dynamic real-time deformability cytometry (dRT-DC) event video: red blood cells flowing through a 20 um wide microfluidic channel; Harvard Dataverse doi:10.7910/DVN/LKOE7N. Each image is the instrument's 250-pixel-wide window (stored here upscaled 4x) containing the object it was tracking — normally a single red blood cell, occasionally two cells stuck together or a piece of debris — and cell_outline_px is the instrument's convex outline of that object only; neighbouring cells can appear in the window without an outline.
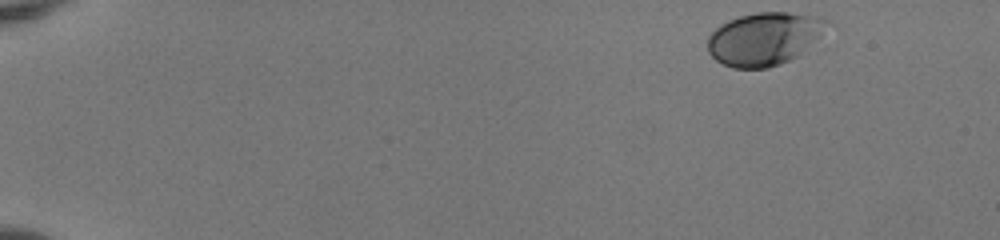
{"species": "human", "species_latin": "Homo sapiens", "temperature_condition": "room temperature", "stored_images_in_passage": 48, "camera_frame_rate_fps": 3000, "um_per_image_px": 0.085, "donor": {"sex": "female"}, "frame": {"image": 1, "passage_image": 1, "time_ms": 0.0, "image_size_px": [1000, 240], "cell_outline_px": [[828, 20], [820, 36], [800, 56], [780, 64], [768, 68], [732, 68], [716, 60], [708, 52], [708, 36], [720, 24], [728, 20], [740, 16], [756, 12], [788, 12], [816, 16]], "centroid_in_image_um": [64.94, 3.3], "position_along_channel_um": 20.1, "area_um2": 36.76}}
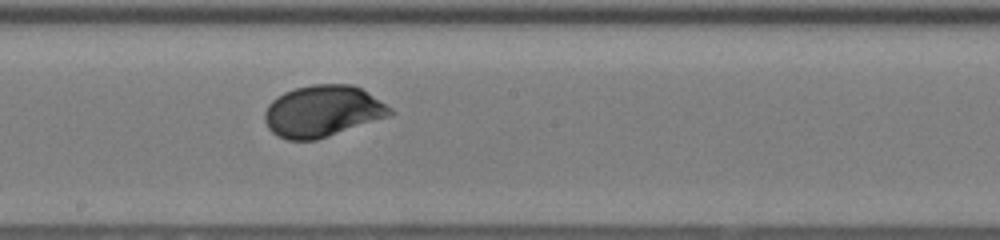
{"frame": {"image": 2, "passage_image": 27, "time_ms": 8.667, "image_size_px": [1000, 240], "cell_outline_px": [[396, 112], [392, 116], [316, 140], [288, 140], [276, 136], [268, 128], [264, 120], [264, 112], [268, 104], [276, 96], [284, 92], [296, 88], [312, 84], [352, 84], [368, 92], [392, 108]], "centroid_in_image_um": [27.43, 9.45], "position_along_channel_um": 220.8, "area_um2": 38.03}}
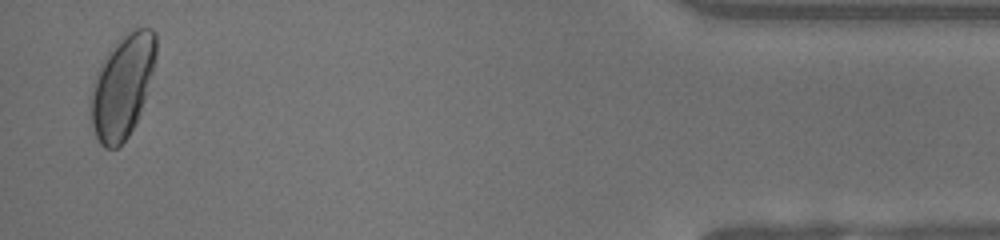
{"frame": {"image": 3, "passage_image": 47, "time_ms": 15.333, "image_size_px": [1000, 240], "cell_outline_px": [[156, 56], [152, 72], [144, 100], [140, 112], [128, 136], [116, 148], [104, 148], [100, 144], [96, 136], [92, 124], [92, 92], [96, 72], [104, 56], [124, 32], [132, 24], [152, 28], [156, 32]], "centroid_in_image_um": [10.43, 7.21], "position_along_channel_um": 424.8, "area_um2": 39.13}, "authors_computed_cell_mechanics": {"area_um2": 36.7319, "velocity_mm_per_s": 4.0051, "shape_relaxation_time_tau1_ms": 2.4025, "shape_relaxation_time_tau2_ms": null, "deformation_change_tau1": 0.1276, "deformation_change_tau2": null}}